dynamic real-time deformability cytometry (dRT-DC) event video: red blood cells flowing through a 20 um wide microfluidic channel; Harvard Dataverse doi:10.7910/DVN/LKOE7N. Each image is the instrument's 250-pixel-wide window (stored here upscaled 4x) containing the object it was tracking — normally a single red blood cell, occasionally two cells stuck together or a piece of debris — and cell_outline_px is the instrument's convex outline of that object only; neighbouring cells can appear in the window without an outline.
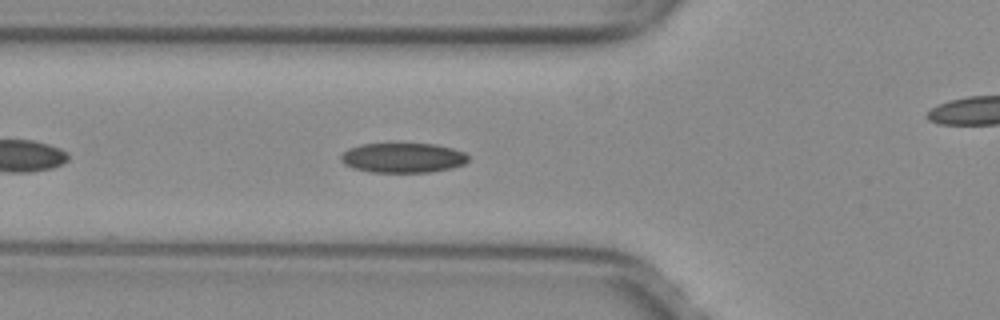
{"species": "common noctule bat (a hibernating species)", "species_latin": "Nyctalus noctula", "temperature_condition": "warm", "stored_images_in_passage": 37, "camera_frame_rate_fps": 3000, "um_per_image_px": 0.085, "animal": {"sex": "female", "body_mass_g": 29.2, "forearm_length_mm": 56.3}, "frame": {"image": 1, "passage_image": 6, "time_ms": 1.667, "image_size_px": [1000, 320], "cell_outline_px": [[468, 160], [464, 164], [452, 168], [432, 172], [372, 172], [352, 168], [344, 164], [340, 160], [340, 156], [348, 148], [360, 144], [436, 144], [452, 148], [464, 152], [468, 156]], "centroid_in_image_um": [34.24, 13.41], "position_along_channel_um": 91.6, "area_um2": 22.2}}
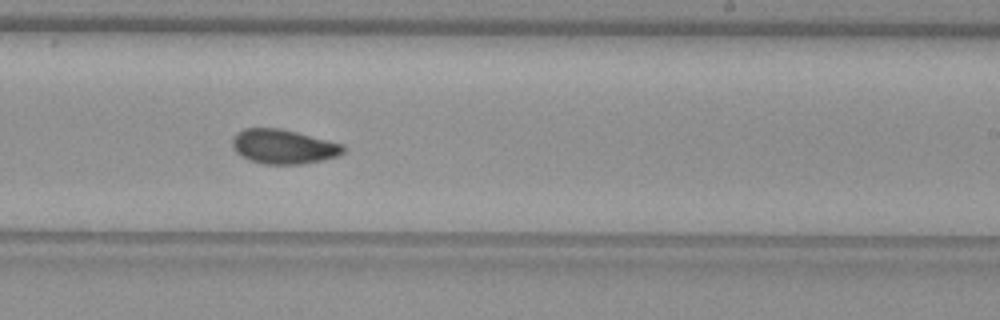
{"frame": {"image": 2, "passage_image": 19, "time_ms": 6.0, "image_size_px": [1000, 320], "cell_outline_px": [[344, 152], [336, 156], [320, 160], [300, 164], [264, 164], [248, 160], [240, 156], [232, 148], [232, 140], [236, 132], [244, 128], [280, 128], [344, 144]], "centroid_in_image_um": [24.04, 12.46], "position_along_channel_um": 265.0, "area_um2": 22.25}}
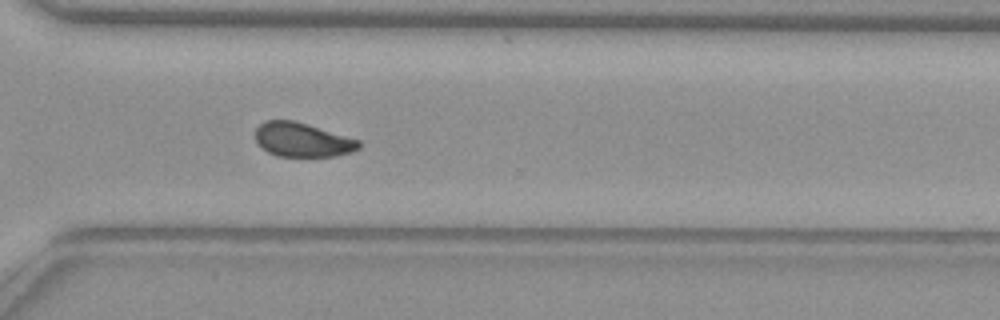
{"frame": {"image": 3, "passage_image": 25, "time_ms": 8.0, "image_size_px": [1000, 320], "cell_outline_px": [[360, 148], [352, 152], [336, 156], [276, 156], [268, 152], [256, 144], [256, 128], [264, 120], [292, 120], [308, 124], [360, 140]], "centroid_in_image_um": [25.69, 11.88], "position_along_channel_um": 344.9, "area_um2": 20.69}, "authors_computed_cell_mechanics": {"area_um2": 22.0218, "velocity_mm_per_s": 4.0026, "shape_relaxation_time_tau1_ms": 7.8619, "shape_relaxation_time_tau2_ms": 2.2876, "deformation_change_tau1": 0.1661, "deformation_change_tau2": 0.0711}}